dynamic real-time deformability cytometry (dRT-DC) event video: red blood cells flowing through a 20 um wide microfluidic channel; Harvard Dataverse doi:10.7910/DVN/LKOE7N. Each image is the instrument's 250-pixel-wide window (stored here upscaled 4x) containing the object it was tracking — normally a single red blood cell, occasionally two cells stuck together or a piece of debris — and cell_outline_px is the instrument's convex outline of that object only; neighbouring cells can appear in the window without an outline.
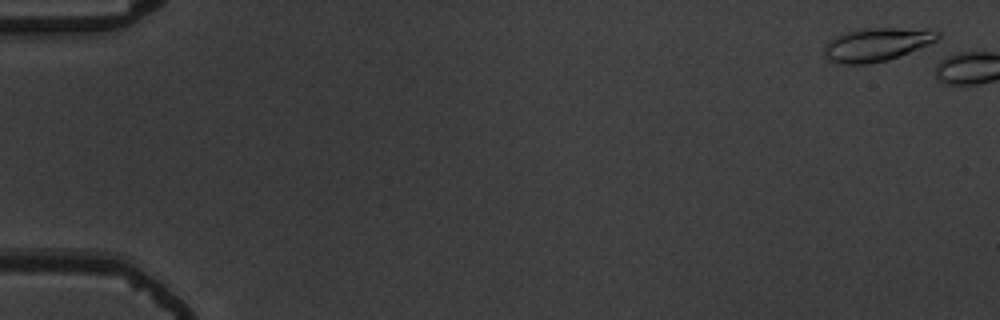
{"species": "common noctule bat (a hibernating species)", "species_latin": "Nyctalus noctula", "temperature_condition": "warm", "stored_images_in_passage": 5, "camera_frame_rate_fps": 3000, "um_per_image_px": 0.085, "animal": {"sex": "male", "body_mass_g": 19.5, "forearm_length_mm": 54.6}, "frame": {"image": 1, "passage_image": 1, "time_ms": 0.0, "image_size_px": [1000, 320], "cell_outline_px": [[940, 36], [936, 40], [928, 44], [888, 60], [868, 64], [840, 64], [828, 60], [824, 56], [824, 44], [828, 40], [844, 32], [864, 28], [928, 28], [940, 32]], "centroid_in_image_um": [74.49, 3.77], "position_along_channel_um": 10.5, "area_um2": 22.25}}